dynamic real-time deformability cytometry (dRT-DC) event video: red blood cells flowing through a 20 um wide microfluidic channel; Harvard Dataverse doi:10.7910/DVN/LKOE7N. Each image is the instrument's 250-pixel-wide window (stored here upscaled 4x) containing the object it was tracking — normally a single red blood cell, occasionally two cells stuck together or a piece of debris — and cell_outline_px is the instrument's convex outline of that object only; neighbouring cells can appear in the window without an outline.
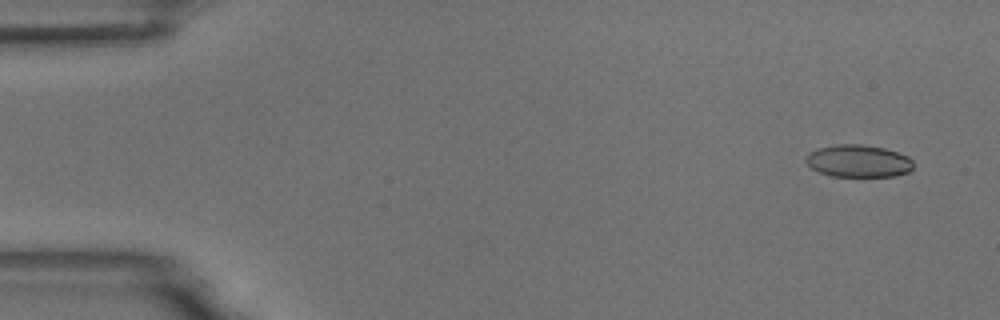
{"species": "common noctule bat (a hibernating species)", "species_latin": "Nyctalus noctula", "temperature_condition": "room temperature", "stored_images_in_passage": 4, "camera_frame_rate_fps": 3000, "um_per_image_px": 0.085, "animal": {"sex": "male", "body_mass_g": 18.8}, "frame": {"image": 1, "passage_image": 1, "time_ms": 0.0, "image_size_px": [1000, 320], "cell_outline_px": [[912, 168], [908, 172], [892, 176], [832, 176], [816, 172], [804, 160], [804, 156], [808, 152], [820, 148], [840, 144], [860, 144], [884, 148], [908, 156], [912, 160]], "centroid_in_image_um": [72.91, 13.69], "position_along_channel_um": 12.1, "area_um2": 20.23}}
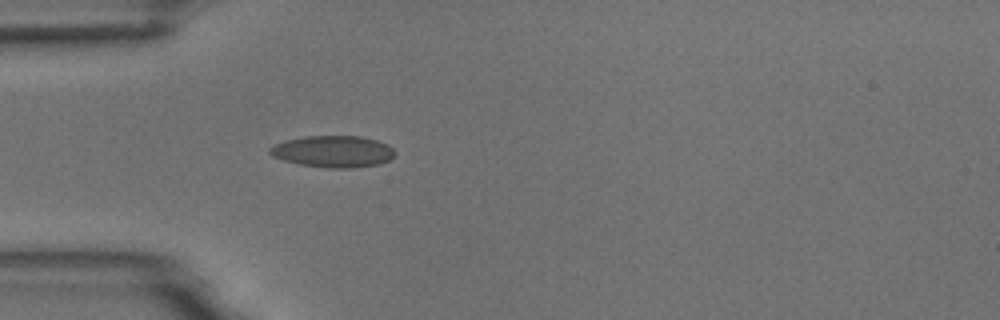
{"frame": {"image": 2, "passage_image": 4, "time_ms": 4.333, "image_size_px": [1000, 320], "cell_outline_px": [[396, 152], [388, 160], [380, 164], [356, 168], [328, 168], [300, 164], [284, 160], [272, 156], [268, 152], [268, 148], [276, 144], [288, 140], [304, 136], [360, 136], [376, 140], [388, 144]], "centroid_in_image_um": [28.33, 12.88], "position_along_channel_um": 56.7, "area_um2": 23.06}}